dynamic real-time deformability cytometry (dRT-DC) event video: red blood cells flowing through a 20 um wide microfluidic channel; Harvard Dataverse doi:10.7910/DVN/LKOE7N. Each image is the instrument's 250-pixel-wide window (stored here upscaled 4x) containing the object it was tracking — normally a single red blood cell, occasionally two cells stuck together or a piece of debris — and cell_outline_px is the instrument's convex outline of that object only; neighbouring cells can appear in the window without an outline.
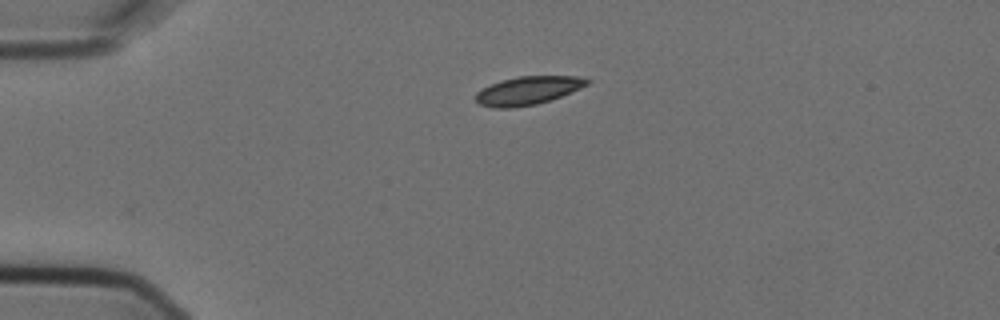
{"species": "Egyptian fruit bat (a non-hibernating species)", "species_latin": "Rousettus aegyptiacus", "temperature_condition": "cold", "stored_images_in_passage": 2, "camera_frame_rate_fps": 3000, "um_per_image_px": 0.085, "animal": {"sex": "female"}, "frame": {"image": 1, "passage_image": 1, "time_ms": 0.0, "image_size_px": [1000, 320], "cell_outline_px": [[592, 80], [588, 84], [580, 88], [552, 100], [536, 104], [512, 108], [492, 108], [480, 104], [472, 96], [476, 92], [500, 80], [520, 76], [580, 76]], "centroid_in_image_um": [44.87, 7.7], "position_along_channel_um": 40.1, "area_um2": 18.5}}